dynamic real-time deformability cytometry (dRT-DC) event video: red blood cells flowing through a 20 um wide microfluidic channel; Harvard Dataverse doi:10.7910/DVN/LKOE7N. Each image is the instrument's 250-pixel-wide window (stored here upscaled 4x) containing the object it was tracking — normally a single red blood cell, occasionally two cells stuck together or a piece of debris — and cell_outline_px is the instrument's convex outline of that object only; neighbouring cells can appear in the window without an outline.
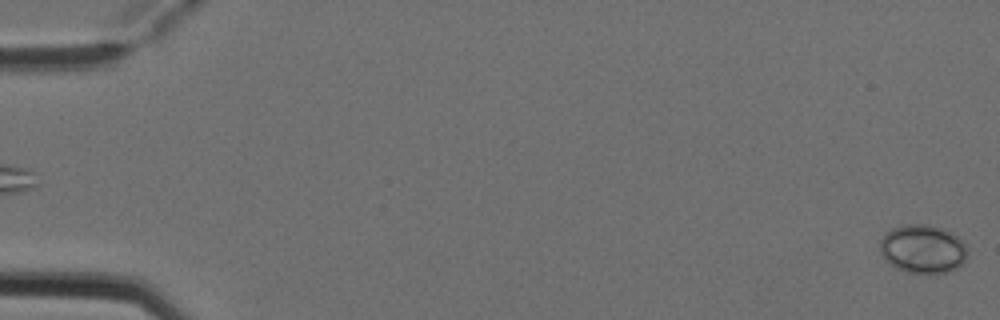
{"species": "Egyptian fruit bat (a non-hibernating species)", "species_latin": "Rousettus aegyptiacus", "temperature_condition": "cold", "stored_images_in_passage": 4, "camera_frame_rate_fps": 3000, "um_per_image_px": 0.085, "animal": {"sex": "female"}, "frame": {"image": 1, "passage_image": 4, "time_ms": 1.0, "image_size_px": [1000, 320], "cell_outline_px": [[968, 252], [964, 260], [956, 268], [948, 272], [904, 272], [896, 268], [880, 252], [880, 240], [884, 232], [900, 224], [928, 224], [944, 228], [952, 232], [968, 248]], "centroid_in_image_um": [78.42, 21.12], "position_along_channel_um": 6.6, "area_um2": 24.74}}